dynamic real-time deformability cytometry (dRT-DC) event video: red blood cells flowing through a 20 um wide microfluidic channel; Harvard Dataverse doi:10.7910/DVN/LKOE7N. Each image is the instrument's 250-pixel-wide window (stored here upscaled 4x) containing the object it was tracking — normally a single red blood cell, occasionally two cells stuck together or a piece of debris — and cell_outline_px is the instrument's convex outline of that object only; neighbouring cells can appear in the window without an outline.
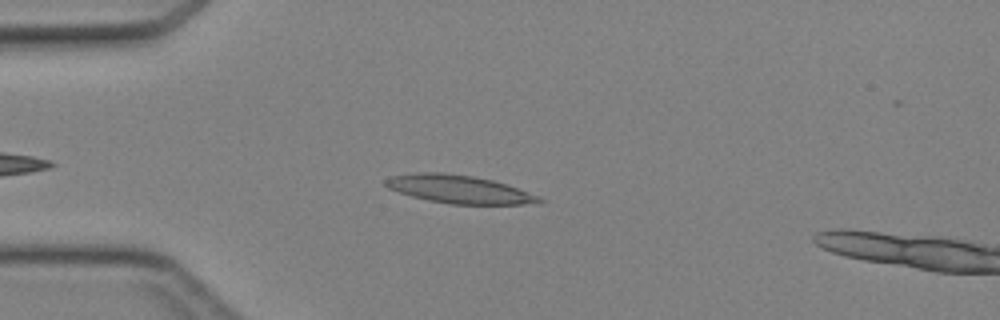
{"species": "Egyptian fruit bat (a non-hibernating species)", "species_latin": "Rousettus aegyptiacus", "temperature_condition": "cold", "stored_images_in_passage": 36, "camera_frame_rate_fps": 3000, "um_per_image_px": 0.085, "animal": {"sex": "female"}, "frame": {"image": 1, "passage_image": 6, "time_ms": 1.667, "image_size_px": [1000, 320], "cell_outline_px": [[544, 200], [540, 204], [452, 204], [428, 200], [412, 196], [388, 188], [384, 184], [384, 180], [388, 176], [420, 172], [440, 172], [472, 176], [492, 180], [508, 184], [528, 192]], "centroid_in_image_um": [39.0, 16.08], "position_along_channel_um": 46.0, "area_um2": 25.09}}
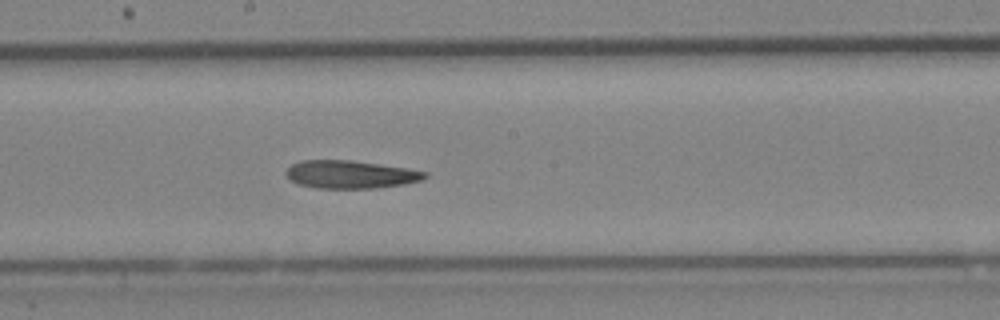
{"frame": {"image": 2, "passage_image": 19, "time_ms": 6.0, "image_size_px": [1000, 320], "cell_outline_px": [[428, 176], [420, 180], [404, 184], [376, 188], [316, 188], [300, 184], [292, 180], [284, 172], [292, 164], [300, 160], [348, 160], [404, 168], [428, 172]], "centroid_in_image_um": [29.77, 14.83], "position_along_channel_um": 218.4, "area_um2": 22.25}}
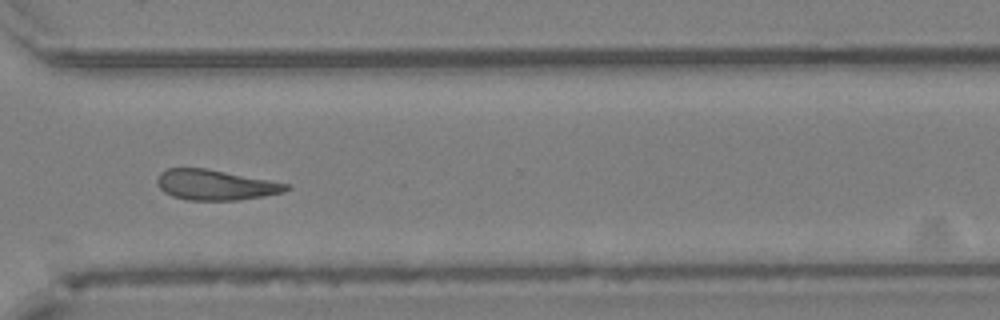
{"frame": {"image": 3, "passage_image": 28, "time_ms": 9.0, "image_size_px": [1000, 320], "cell_outline_px": [[292, 188], [284, 192], [264, 196], [240, 200], [188, 200], [172, 196], [164, 192], [156, 184], [156, 180], [160, 172], [168, 168], [204, 168], [292, 184]], "centroid_in_image_um": [18.33, 15.72], "position_along_channel_um": 352.3, "area_um2": 22.95}}